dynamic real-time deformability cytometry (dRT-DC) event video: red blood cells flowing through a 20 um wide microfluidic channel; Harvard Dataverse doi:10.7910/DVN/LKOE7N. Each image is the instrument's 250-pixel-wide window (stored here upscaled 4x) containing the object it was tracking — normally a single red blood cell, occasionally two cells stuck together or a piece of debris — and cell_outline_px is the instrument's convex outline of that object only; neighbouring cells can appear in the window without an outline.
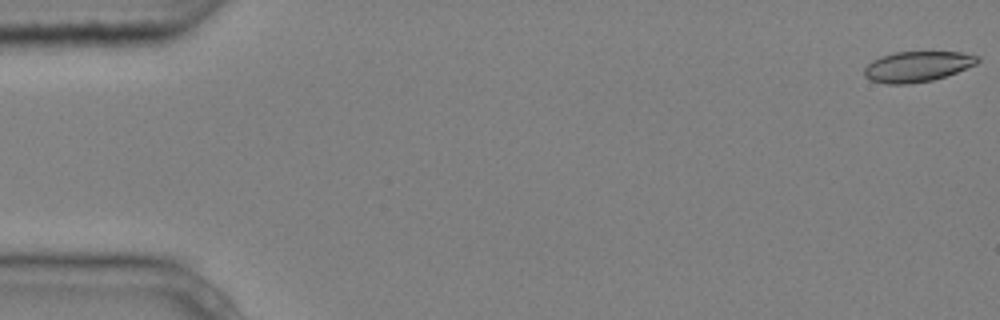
{"species": "common noctule bat (a hibernating species)", "species_latin": "Nyctalus noctula", "temperature_condition": "cold", "stored_images_in_passage": 8, "camera_frame_rate_fps": 3000, "um_per_image_px": 0.085, "animal": {"sex": "male", "body_mass_g": 20.4}, "frame": {"image": 1, "passage_image": 1, "time_ms": 0.0, "image_size_px": [1000, 320], "cell_outline_px": [[980, 60], [976, 64], [956, 72], [932, 80], [908, 84], [884, 84], [872, 80], [864, 76], [864, 68], [872, 60], [880, 56], [892, 52], [960, 52], [980, 56]], "centroid_in_image_um": [77.94, 5.65], "position_along_channel_um": 7.1, "area_um2": 20.11}}
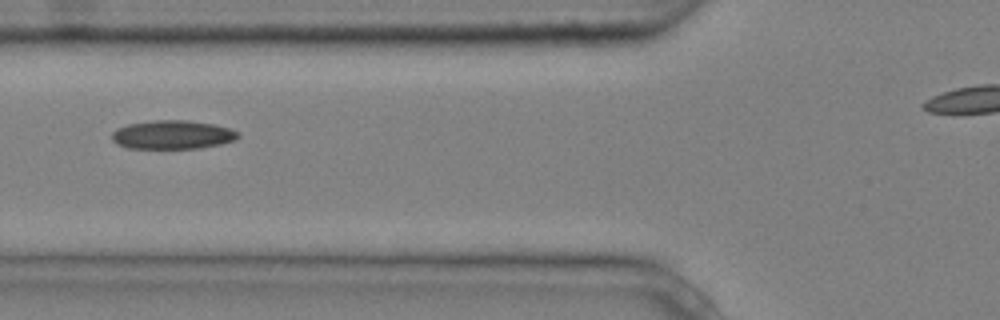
{"frame": {"image": 2, "passage_image": 6, "time_ms": 1.667, "image_size_px": [1000, 320], "cell_outline_px": [[240, 136], [236, 140], [220, 144], [200, 148], [128, 148], [116, 144], [112, 140], [112, 132], [116, 128], [128, 124], [152, 120], [188, 120], [212, 124], [228, 128], [240, 132]], "centroid_in_image_um": [14.65, 11.45], "position_along_channel_um": 111.1, "area_um2": 21.21}}